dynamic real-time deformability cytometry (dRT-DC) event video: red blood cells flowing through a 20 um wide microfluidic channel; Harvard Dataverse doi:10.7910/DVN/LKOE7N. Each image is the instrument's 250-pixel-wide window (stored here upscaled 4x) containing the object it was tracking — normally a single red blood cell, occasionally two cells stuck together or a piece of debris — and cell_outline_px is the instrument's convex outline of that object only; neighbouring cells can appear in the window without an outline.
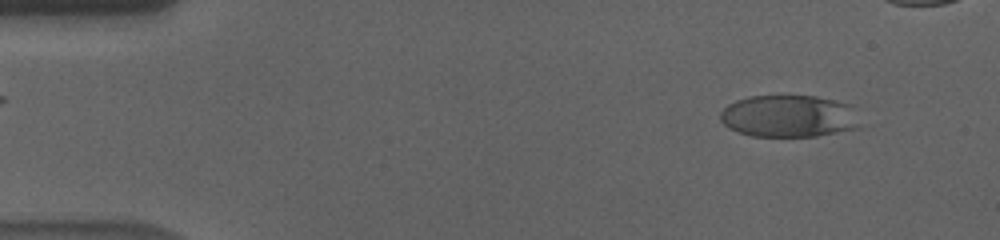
{"species": "human", "species_latin": "Homo sapiens", "temperature_condition": "cold", "stored_images_in_passage": 51, "camera_frame_rate_fps": 3000, "um_per_image_px": 0.085, "donor": {"sex": "male"}, "frame": {"image": 1, "passage_image": 5, "time_ms": 1.333, "image_size_px": [1000, 240], "cell_outline_px": [[860, 128], [816, 136], [752, 136], [736, 132], [728, 128], [720, 120], [720, 112], [728, 104], [736, 100], [748, 96], [816, 96], [836, 100], [852, 104]], "centroid_in_image_um": [67.04, 9.87], "position_along_channel_um": 18.0, "area_um2": 34.56}}
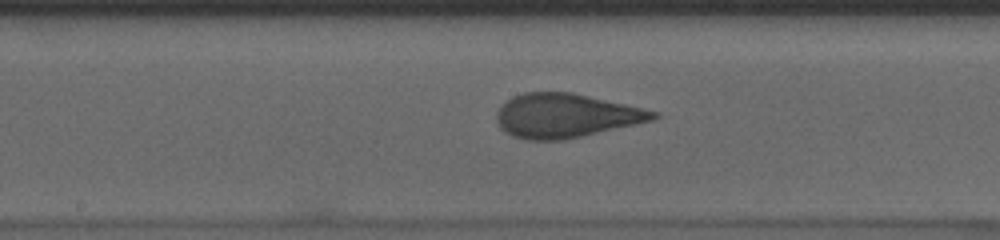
{"frame": {"image": 2, "passage_image": 29, "time_ms": 9.333, "image_size_px": [1000, 240], "cell_outline_px": [[660, 116], [652, 120], [636, 124], [564, 140], [524, 140], [512, 136], [504, 132], [500, 128], [496, 120], [496, 112], [512, 96], [524, 92], [572, 92], [660, 112]], "centroid_in_image_um": [48.06, 9.84], "position_along_channel_um": 200.1, "area_um2": 40.17}}
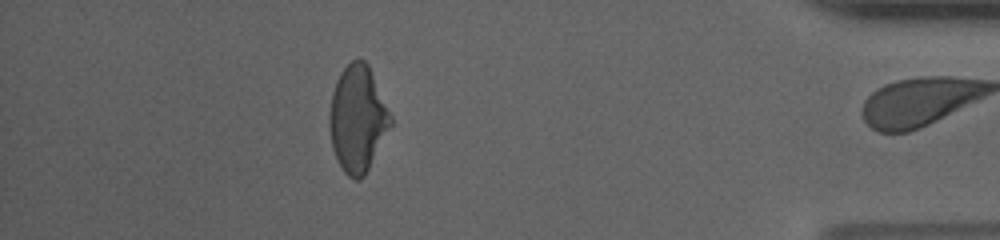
{"frame": {"image": 3, "passage_image": 50, "time_ms": 16.333, "image_size_px": [1000, 240], "cell_outline_px": [[392, 124], [364, 176], [360, 180], [356, 180], [348, 176], [344, 172], [336, 160], [332, 148], [328, 124], [328, 116], [332, 92], [336, 80], [340, 72], [352, 60], [364, 60], [368, 64], [392, 116]], "centroid_in_image_um": [30.37, 10.11], "position_along_channel_um": 404.8, "area_um2": 37.97}, "authors_computed_cell_mechanics": {"area_um2": 39.1306, "velocity_mm_per_s": 3.579, "shape_relaxation_time_tau1_ms": 5.5196, "shape_relaxation_time_tau2_ms": 0.9288, "deformation_change_tau1": 0.163, "deformation_change_tau2": 0.0473}}